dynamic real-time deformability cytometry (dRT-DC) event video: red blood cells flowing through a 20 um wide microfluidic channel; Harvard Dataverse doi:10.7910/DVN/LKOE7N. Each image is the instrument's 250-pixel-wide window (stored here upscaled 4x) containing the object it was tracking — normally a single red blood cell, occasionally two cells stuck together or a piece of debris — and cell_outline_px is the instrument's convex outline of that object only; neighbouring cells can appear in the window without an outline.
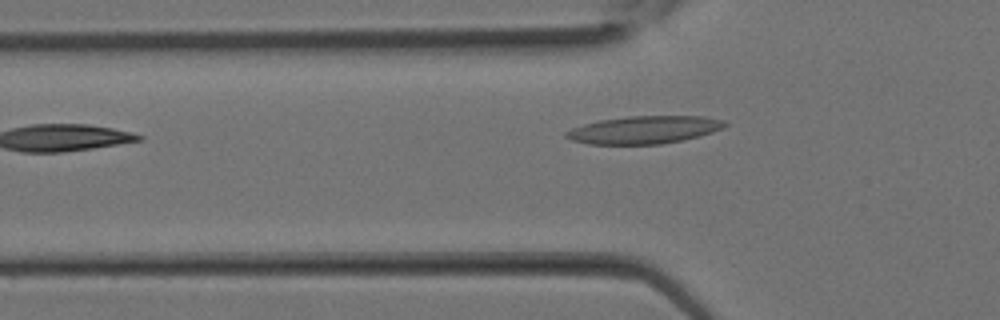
{"species": "Egyptian fruit bat (a non-hibernating species)", "species_latin": "Rousettus aegyptiacus", "temperature_condition": "room temperature", "stored_images_in_passage": 6, "camera_frame_rate_fps": 3000, "um_per_image_px": 0.085, "animal": {"sex": "female"}, "frame": {"image": 1, "passage_image": 6, "time_ms": 1.667, "image_size_px": [1000, 320], "cell_outline_px": [[728, 124], [724, 128], [700, 136], [660, 144], [588, 144], [572, 140], [564, 136], [564, 132], [572, 128], [584, 124], [600, 120], [628, 116], [704, 116], [724, 120]], "centroid_in_image_um": [54.76, 11.03], "position_along_channel_um": 71.0, "area_um2": 25.61}}